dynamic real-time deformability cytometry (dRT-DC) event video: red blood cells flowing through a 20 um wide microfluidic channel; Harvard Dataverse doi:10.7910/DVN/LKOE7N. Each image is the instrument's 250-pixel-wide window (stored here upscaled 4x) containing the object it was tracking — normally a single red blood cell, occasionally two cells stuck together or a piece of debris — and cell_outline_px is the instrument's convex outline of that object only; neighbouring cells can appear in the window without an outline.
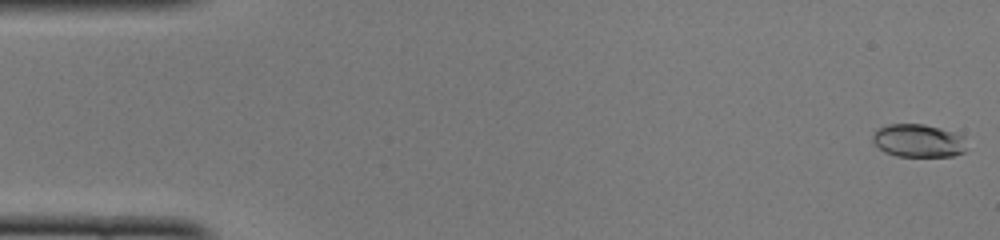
{"species": "common noctule bat (a hibernating species)", "species_latin": "Nyctalus noctula", "temperature_condition": "cold", "stored_images_in_passage": 50, "camera_frame_rate_fps": 3000, "um_per_image_px": 0.085, "animal": {"sex": "female", "body_mass_g": 22.0, "forearm_length_mm": 56.7}, "frame": {"image": 1, "passage_image": 1, "time_ms": 0.0, "image_size_px": [1000, 240], "cell_outline_px": [[964, 152], [952, 156], [896, 156], [884, 152], [872, 140], [872, 136], [880, 128], [888, 124], [924, 124], [940, 128], [964, 136]], "centroid_in_image_um": [78.05, 11.96], "position_along_channel_um": 7.0, "area_um2": 17.86}}
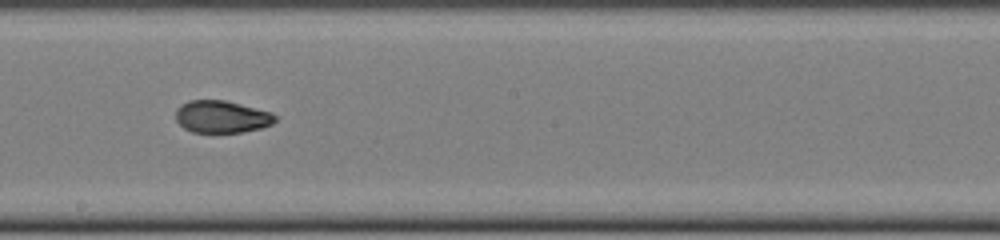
{"frame": {"image": 2, "passage_image": 28, "time_ms": 9.0, "image_size_px": [1000, 240], "cell_outline_px": [[276, 120], [272, 124], [260, 128], [240, 132], [192, 132], [184, 128], [176, 120], [176, 108], [180, 104], [188, 100], [224, 100], [272, 112], [276, 116]], "centroid_in_image_um": [18.82, 9.91], "position_along_channel_um": 229.4, "area_um2": 18.67}}
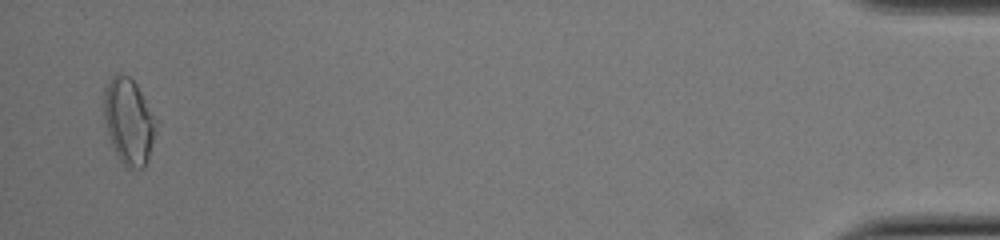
{"frame": {"image": 3, "passage_image": 49, "time_ms": 16.0, "image_size_px": [1000, 240], "cell_outline_px": [[156, 132], [144, 168], [128, 168], [120, 160], [112, 144], [104, 120], [104, 88], [108, 80], [116, 72], [120, 72], [128, 76], [136, 84], [156, 120]], "centroid_in_image_um": [10.92, 10.27], "position_along_channel_um": 424.3, "area_um2": 25.78}, "authors_computed_cell_mechanics": {"area_um2": 19.2763, "velocity_mm_per_s": 3.9958, "shape_relaxation_time_tau1_ms": 9.1436, "shape_relaxation_time_tau2_ms": 1.6782, "deformation_change_tau1": 0.2384, "deformation_change_tau2": 0.0628}}